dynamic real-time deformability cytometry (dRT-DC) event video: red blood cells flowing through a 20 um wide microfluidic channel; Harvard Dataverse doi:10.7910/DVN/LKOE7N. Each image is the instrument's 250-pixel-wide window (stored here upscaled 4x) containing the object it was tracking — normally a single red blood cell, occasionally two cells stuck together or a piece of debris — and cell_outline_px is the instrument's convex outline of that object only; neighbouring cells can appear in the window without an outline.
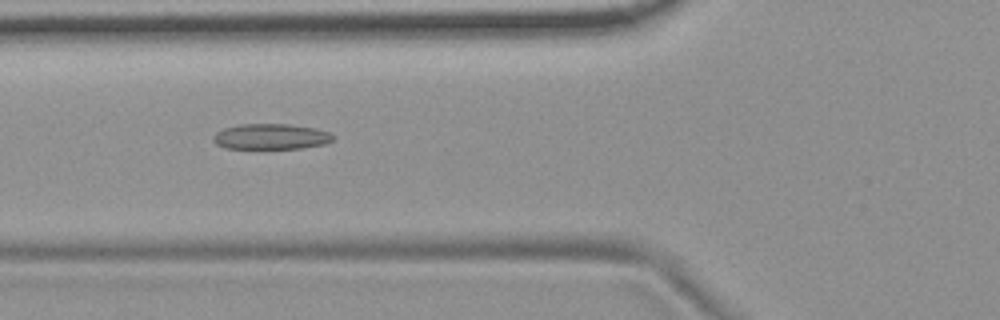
{"species": "common noctule bat (a hibernating species)", "species_latin": "Nyctalus noctula", "temperature_condition": "room temperature", "stored_images_in_passage": 7, "camera_frame_rate_fps": 3000, "um_per_image_px": 0.085, "animal": {"sex": "female", "body_mass_g": 19.9}, "frame": {"image": 1, "passage_image": 6, "time_ms": 5.667, "image_size_px": [1000, 320], "cell_outline_px": [[336, 136], [332, 140], [324, 144], [300, 148], [224, 148], [216, 144], [212, 140], [212, 136], [216, 132], [224, 128], [240, 124], [288, 124], [316, 128], [328, 132]], "centroid_in_image_um": [23.01, 11.6], "position_along_channel_um": 102.8, "area_um2": 17.86}}
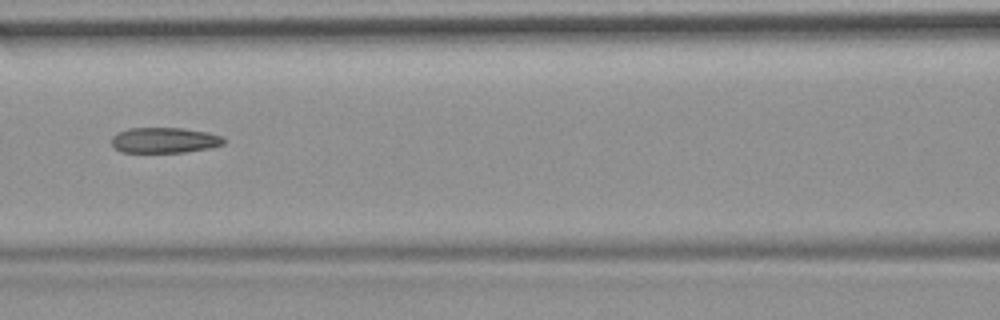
{"frame": {"image": 2, "passage_image": 7, "time_ms": 7.0, "image_size_px": [1000, 320], "cell_outline_px": [[224, 144], [208, 148], [184, 152], [120, 152], [112, 148], [112, 136], [116, 132], [128, 128], [184, 128], [208, 132], [224, 136]], "centroid_in_image_um": [13.95, 11.91], "position_along_channel_um": 152.7, "area_um2": 16.88}}